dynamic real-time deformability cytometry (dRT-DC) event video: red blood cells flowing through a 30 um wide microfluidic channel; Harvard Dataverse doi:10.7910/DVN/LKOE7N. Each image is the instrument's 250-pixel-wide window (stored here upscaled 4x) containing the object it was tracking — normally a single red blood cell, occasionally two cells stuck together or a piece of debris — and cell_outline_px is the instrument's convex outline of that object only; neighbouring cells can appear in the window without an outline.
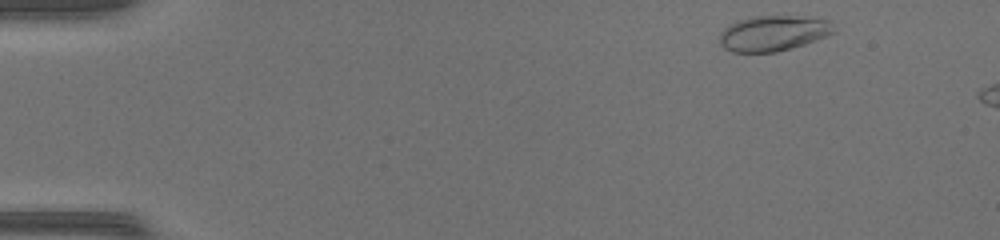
{"species": "common noctule bat (a hibernating species)", "species_latin": "Nyctalus noctula", "temperature_condition": "warm", "stored_images_in_passage": 8, "camera_frame_rate_fps": 3000, "um_per_image_px": 0.085, "animal": {"sex": "female", "body_mass_g": 17.0, "forearm_length_mm": 48.0}, "frame": {"image": 1, "passage_image": 2, "time_ms": 0.333, "image_size_px": [1000, 240], "cell_outline_px": [[836, 32], [816, 40], [792, 48], [776, 52], [732, 52], [724, 48], [720, 44], [720, 32], [728, 24], [752, 16], [796, 16], [828, 20]], "centroid_in_image_um": [65.69, 2.83], "position_along_channel_um": 19.3, "area_um2": 23.52}}